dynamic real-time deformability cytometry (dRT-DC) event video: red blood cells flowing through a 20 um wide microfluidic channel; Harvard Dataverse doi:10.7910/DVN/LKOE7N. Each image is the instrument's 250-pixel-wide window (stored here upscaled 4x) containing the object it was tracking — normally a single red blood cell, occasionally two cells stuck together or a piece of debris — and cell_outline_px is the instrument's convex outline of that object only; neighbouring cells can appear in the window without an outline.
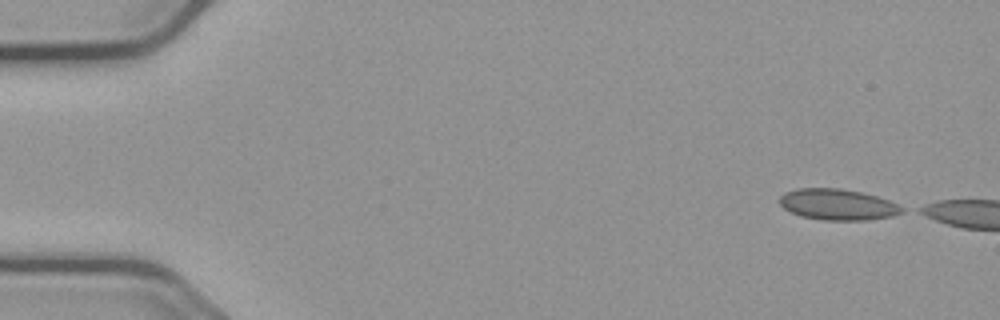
{"species": "common noctule bat (a hibernating species)", "species_latin": "Nyctalus noctula", "temperature_condition": "cold", "stored_images_in_passage": 4, "camera_frame_rate_fps": 3000, "um_per_image_px": 0.085, "animal": {"sex": "male", "body_mass_g": 23.1, "forearm_length_mm": 52.7}, "frame": {"image": 1, "passage_image": 1, "time_ms": 0.0, "image_size_px": [1000, 320], "cell_outline_px": [[904, 212], [892, 216], [868, 220], [824, 220], [800, 216], [784, 208], [780, 204], [780, 196], [784, 192], [796, 188], [840, 188], [860, 192], [876, 196], [888, 200], [904, 208]], "centroid_in_image_um": [71.19, 17.38], "position_along_channel_um": 13.8, "area_um2": 22.08}}